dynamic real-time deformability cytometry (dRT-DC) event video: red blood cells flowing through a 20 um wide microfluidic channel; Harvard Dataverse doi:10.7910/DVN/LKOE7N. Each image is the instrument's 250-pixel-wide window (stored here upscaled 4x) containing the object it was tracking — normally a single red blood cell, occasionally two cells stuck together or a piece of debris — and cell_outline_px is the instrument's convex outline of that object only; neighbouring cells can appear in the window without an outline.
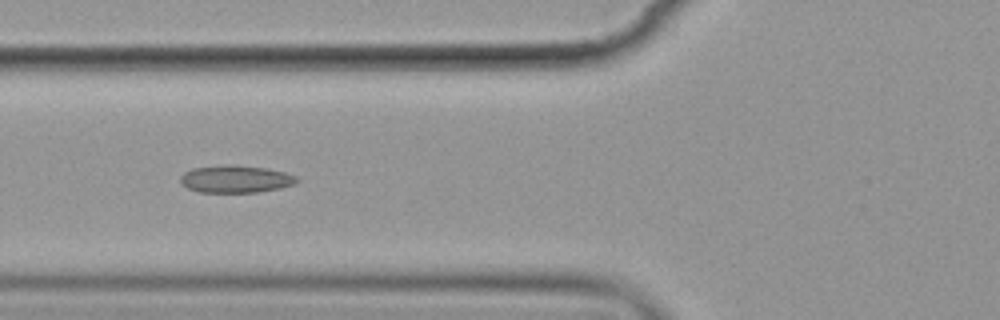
{"species": "common noctule bat (a hibernating species)", "species_latin": "Nyctalus noctula", "temperature_condition": "cold", "stored_images_in_passage": 16, "camera_frame_rate_fps": 3000, "um_per_image_px": 0.085, "animal": {"sex": "female", "body_mass_g": 19.9}, "frame": {"image": 1, "passage_image": 6, "time_ms": 7.0, "image_size_px": [1000, 320], "cell_outline_px": [[300, 180], [296, 184], [280, 188], [260, 192], [200, 192], [188, 188], [180, 184], [180, 176], [184, 172], [192, 168], [228, 164], [236, 164], [264, 168], [284, 172], [296, 176]], "centroid_in_image_um": [20.03, 15.21], "position_along_channel_um": 105.8, "area_um2": 18.79}}
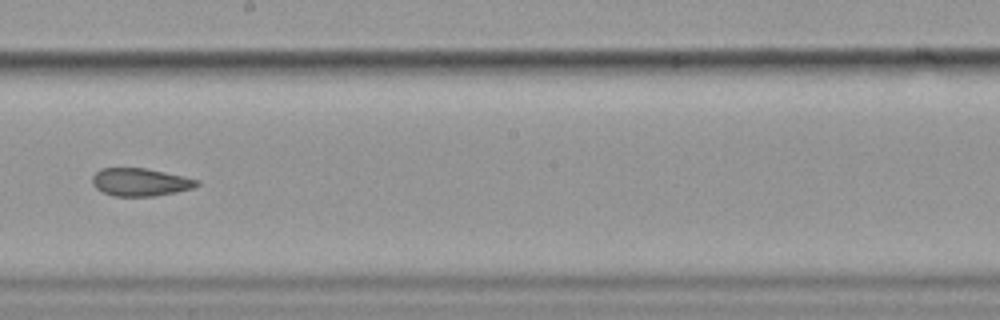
{"frame": {"image": 2, "passage_image": 9, "time_ms": 10.667, "image_size_px": [1000, 320], "cell_outline_px": [[200, 184], [192, 188], [176, 192], [156, 196], [112, 196], [96, 188], [92, 184], [92, 176], [100, 168], [144, 168], [184, 176], [200, 180]], "centroid_in_image_um": [11.92, 15.48], "position_along_channel_um": 236.3, "area_um2": 16.99}}
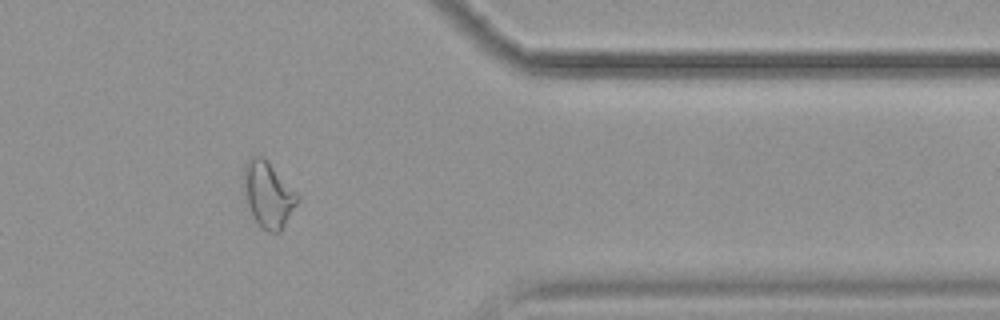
{"frame": {"image": 3, "passage_image": 13, "time_ms": 15.333, "image_size_px": [1000, 320], "cell_outline_px": [[300, 200], [280, 232], [268, 232], [260, 228], [252, 216], [244, 192], [244, 164], [252, 156], [264, 156], [300, 196]], "centroid_in_image_um": [22.81, 16.54], "position_along_channel_um": 388.6, "area_um2": 20.69}, "authors_computed_cell_mechanics": {"area_um2": 19.8832, "velocity_mm_per_s": 3.57, "shape_relaxation_time_tau1_ms": null, "shape_relaxation_time_tau2_ms": 3.0818, "deformation_change_tau1": null, "deformation_change_tau2": 0.076}}